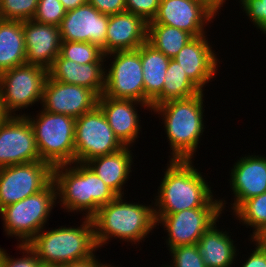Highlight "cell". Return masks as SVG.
Returning a JSON list of instances; mask_svg holds the SVG:
<instances>
[{
	"label": "cell",
	"mask_w": 266,
	"mask_h": 267,
	"mask_svg": "<svg viewBox=\"0 0 266 267\" xmlns=\"http://www.w3.org/2000/svg\"><path fill=\"white\" fill-rule=\"evenodd\" d=\"M192 160H169L154 203L155 215H168L193 208H225L214 199L210 185ZM199 171V172H198ZM157 207V208H156Z\"/></svg>",
	"instance_id": "1"
},
{
	"label": "cell",
	"mask_w": 266,
	"mask_h": 267,
	"mask_svg": "<svg viewBox=\"0 0 266 267\" xmlns=\"http://www.w3.org/2000/svg\"><path fill=\"white\" fill-rule=\"evenodd\" d=\"M53 181L61 208L66 212H86L82 213L85 218H92L100 207L118 196L83 163L54 167Z\"/></svg>",
	"instance_id": "2"
},
{
	"label": "cell",
	"mask_w": 266,
	"mask_h": 267,
	"mask_svg": "<svg viewBox=\"0 0 266 267\" xmlns=\"http://www.w3.org/2000/svg\"><path fill=\"white\" fill-rule=\"evenodd\" d=\"M91 219L97 248L106 245L112 237L140 243L157 226L154 206L128 203L123 196L100 207Z\"/></svg>",
	"instance_id": "3"
},
{
	"label": "cell",
	"mask_w": 266,
	"mask_h": 267,
	"mask_svg": "<svg viewBox=\"0 0 266 267\" xmlns=\"http://www.w3.org/2000/svg\"><path fill=\"white\" fill-rule=\"evenodd\" d=\"M204 91L178 100H170L151 108L161 115L170 145V160H194V153L204 132Z\"/></svg>",
	"instance_id": "4"
},
{
	"label": "cell",
	"mask_w": 266,
	"mask_h": 267,
	"mask_svg": "<svg viewBox=\"0 0 266 267\" xmlns=\"http://www.w3.org/2000/svg\"><path fill=\"white\" fill-rule=\"evenodd\" d=\"M28 245L36 252L43 267H59L89 258L98 250L91 218H83L79 227L44 228Z\"/></svg>",
	"instance_id": "5"
},
{
	"label": "cell",
	"mask_w": 266,
	"mask_h": 267,
	"mask_svg": "<svg viewBox=\"0 0 266 267\" xmlns=\"http://www.w3.org/2000/svg\"><path fill=\"white\" fill-rule=\"evenodd\" d=\"M25 115L32 125L35 142L41 161L52 168L75 162V122L76 118L41 111L36 115Z\"/></svg>",
	"instance_id": "6"
},
{
	"label": "cell",
	"mask_w": 266,
	"mask_h": 267,
	"mask_svg": "<svg viewBox=\"0 0 266 267\" xmlns=\"http://www.w3.org/2000/svg\"><path fill=\"white\" fill-rule=\"evenodd\" d=\"M56 201L57 188L52 180L40 192L3 207L0 215L5 233L19 239L20 244L30 242L45 228L53 206L57 204Z\"/></svg>",
	"instance_id": "7"
},
{
	"label": "cell",
	"mask_w": 266,
	"mask_h": 267,
	"mask_svg": "<svg viewBox=\"0 0 266 267\" xmlns=\"http://www.w3.org/2000/svg\"><path fill=\"white\" fill-rule=\"evenodd\" d=\"M48 70L24 64L0 73V103L7 116L42 101Z\"/></svg>",
	"instance_id": "8"
},
{
	"label": "cell",
	"mask_w": 266,
	"mask_h": 267,
	"mask_svg": "<svg viewBox=\"0 0 266 267\" xmlns=\"http://www.w3.org/2000/svg\"><path fill=\"white\" fill-rule=\"evenodd\" d=\"M75 162L87 161L120 151L125 146L114 135L108 120L97 105L93 110L76 118Z\"/></svg>",
	"instance_id": "9"
},
{
	"label": "cell",
	"mask_w": 266,
	"mask_h": 267,
	"mask_svg": "<svg viewBox=\"0 0 266 267\" xmlns=\"http://www.w3.org/2000/svg\"><path fill=\"white\" fill-rule=\"evenodd\" d=\"M108 57V58H107ZM112 57L105 69L103 95L113 99H132L144 103V80L140 47L135 50L115 51L105 55Z\"/></svg>",
	"instance_id": "10"
},
{
	"label": "cell",
	"mask_w": 266,
	"mask_h": 267,
	"mask_svg": "<svg viewBox=\"0 0 266 267\" xmlns=\"http://www.w3.org/2000/svg\"><path fill=\"white\" fill-rule=\"evenodd\" d=\"M53 180V168L36 161L0 168V210L43 190Z\"/></svg>",
	"instance_id": "11"
},
{
	"label": "cell",
	"mask_w": 266,
	"mask_h": 267,
	"mask_svg": "<svg viewBox=\"0 0 266 267\" xmlns=\"http://www.w3.org/2000/svg\"><path fill=\"white\" fill-rule=\"evenodd\" d=\"M222 208H193L168 215H155L157 225L167 231V248L196 244L214 223L219 222ZM220 216V217H219Z\"/></svg>",
	"instance_id": "12"
},
{
	"label": "cell",
	"mask_w": 266,
	"mask_h": 267,
	"mask_svg": "<svg viewBox=\"0 0 266 267\" xmlns=\"http://www.w3.org/2000/svg\"><path fill=\"white\" fill-rule=\"evenodd\" d=\"M41 161L35 134L25 115L7 116L0 123V168Z\"/></svg>",
	"instance_id": "13"
},
{
	"label": "cell",
	"mask_w": 266,
	"mask_h": 267,
	"mask_svg": "<svg viewBox=\"0 0 266 267\" xmlns=\"http://www.w3.org/2000/svg\"><path fill=\"white\" fill-rule=\"evenodd\" d=\"M216 15L200 0H160L157 13L148 24L169 25L198 37L206 35L204 27Z\"/></svg>",
	"instance_id": "14"
},
{
	"label": "cell",
	"mask_w": 266,
	"mask_h": 267,
	"mask_svg": "<svg viewBox=\"0 0 266 267\" xmlns=\"http://www.w3.org/2000/svg\"><path fill=\"white\" fill-rule=\"evenodd\" d=\"M41 105L45 111L78 118L98 105V96L86 87L47 77Z\"/></svg>",
	"instance_id": "15"
},
{
	"label": "cell",
	"mask_w": 266,
	"mask_h": 267,
	"mask_svg": "<svg viewBox=\"0 0 266 267\" xmlns=\"http://www.w3.org/2000/svg\"><path fill=\"white\" fill-rule=\"evenodd\" d=\"M109 16L100 13L88 2L66 11L59 26L61 41L89 42L98 45L105 55Z\"/></svg>",
	"instance_id": "16"
},
{
	"label": "cell",
	"mask_w": 266,
	"mask_h": 267,
	"mask_svg": "<svg viewBox=\"0 0 266 267\" xmlns=\"http://www.w3.org/2000/svg\"><path fill=\"white\" fill-rule=\"evenodd\" d=\"M207 35L194 37L173 58L189 79L201 90L217 74L220 61L212 50Z\"/></svg>",
	"instance_id": "17"
},
{
	"label": "cell",
	"mask_w": 266,
	"mask_h": 267,
	"mask_svg": "<svg viewBox=\"0 0 266 267\" xmlns=\"http://www.w3.org/2000/svg\"><path fill=\"white\" fill-rule=\"evenodd\" d=\"M26 64L49 69L60 54V29L55 25L31 20L23 21Z\"/></svg>",
	"instance_id": "18"
},
{
	"label": "cell",
	"mask_w": 266,
	"mask_h": 267,
	"mask_svg": "<svg viewBox=\"0 0 266 267\" xmlns=\"http://www.w3.org/2000/svg\"><path fill=\"white\" fill-rule=\"evenodd\" d=\"M230 173V185L234 194V211L243 201L266 192V157L248 155L240 157Z\"/></svg>",
	"instance_id": "19"
},
{
	"label": "cell",
	"mask_w": 266,
	"mask_h": 267,
	"mask_svg": "<svg viewBox=\"0 0 266 267\" xmlns=\"http://www.w3.org/2000/svg\"><path fill=\"white\" fill-rule=\"evenodd\" d=\"M135 105L146 108L144 110H151L149 105L137 100L113 99L103 94L98 97V106L104 112L114 135L124 146L132 147V143L136 142L142 128Z\"/></svg>",
	"instance_id": "20"
},
{
	"label": "cell",
	"mask_w": 266,
	"mask_h": 267,
	"mask_svg": "<svg viewBox=\"0 0 266 267\" xmlns=\"http://www.w3.org/2000/svg\"><path fill=\"white\" fill-rule=\"evenodd\" d=\"M147 33L148 23L141 16L128 11L109 16L105 55L138 49L147 42Z\"/></svg>",
	"instance_id": "21"
},
{
	"label": "cell",
	"mask_w": 266,
	"mask_h": 267,
	"mask_svg": "<svg viewBox=\"0 0 266 267\" xmlns=\"http://www.w3.org/2000/svg\"><path fill=\"white\" fill-rule=\"evenodd\" d=\"M48 77L66 84L86 87L98 97L105 89L104 62L78 64L59 54L48 69Z\"/></svg>",
	"instance_id": "22"
},
{
	"label": "cell",
	"mask_w": 266,
	"mask_h": 267,
	"mask_svg": "<svg viewBox=\"0 0 266 267\" xmlns=\"http://www.w3.org/2000/svg\"><path fill=\"white\" fill-rule=\"evenodd\" d=\"M130 149V146H125L118 152L99 156L85 163L118 196H124V186L132 172L134 162Z\"/></svg>",
	"instance_id": "23"
},
{
	"label": "cell",
	"mask_w": 266,
	"mask_h": 267,
	"mask_svg": "<svg viewBox=\"0 0 266 267\" xmlns=\"http://www.w3.org/2000/svg\"><path fill=\"white\" fill-rule=\"evenodd\" d=\"M214 223L196 243L198 253L207 267H232L237 258V246L229 232L217 229Z\"/></svg>",
	"instance_id": "24"
},
{
	"label": "cell",
	"mask_w": 266,
	"mask_h": 267,
	"mask_svg": "<svg viewBox=\"0 0 266 267\" xmlns=\"http://www.w3.org/2000/svg\"><path fill=\"white\" fill-rule=\"evenodd\" d=\"M144 80V104L151 107V102L162 92L165 74L170 58L156 50L148 42L140 46Z\"/></svg>",
	"instance_id": "25"
},
{
	"label": "cell",
	"mask_w": 266,
	"mask_h": 267,
	"mask_svg": "<svg viewBox=\"0 0 266 267\" xmlns=\"http://www.w3.org/2000/svg\"><path fill=\"white\" fill-rule=\"evenodd\" d=\"M26 64L23 21L0 19V73Z\"/></svg>",
	"instance_id": "26"
},
{
	"label": "cell",
	"mask_w": 266,
	"mask_h": 267,
	"mask_svg": "<svg viewBox=\"0 0 266 267\" xmlns=\"http://www.w3.org/2000/svg\"><path fill=\"white\" fill-rule=\"evenodd\" d=\"M164 80V88L151 102V108L170 100L190 98L202 92L174 59L169 61Z\"/></svg>",
	"instance_id": "27"
},
{
	"label": "cell",
	"mask_w": 266,
	"mask_h": 267,
	"mask_svg": "<svg viewBox=\"0 0 266 267\" xmlns=\"http://www.w3.org/2000/svg\"><path fill=\"white\" fill-rule=\"evenodd\" d=\"M194 37L179 28L163 24H148L147 42L173 59Z\"/></svg>",
	"instance_id": "28"
},
{
	"label": "cell",
	"mask_w": 266,
	"mask_h": 267,
	"mask_svg": "<svg viewBox=\"0 0 266 267\" xmlns=\"http://www.w3.org/2000/svg\"><path fill=\"white\" fill-rule=\"evenodd\" d=\"M236 219L248 228L253 227L251 238L266 227V192L243 201L234 211ZM248 226V227H247Z\"/></svg>",
	"instance_id": "29"
},
{
	"label": "cell",
	"mask_w": 266,
	"mask_h": 267,
	"mask_svg": "<svg viewBox=\"0 0 266 267\" xmlns=\"http://www.w3.org/2000/svg\"><path fill=\"white\" fill-rule=\"evenodd\" d=\"M60 55L78 64L105 62L107 60L102 49L98 45L89 42L62 41Z\"/></svg>",
	"instance_id": "30"
},
{
	"label": "cell",
	"mask_w": 266,
	"mask_h": 267,
	"mask_svg": "<svg viewBox=\"0 0 266 267\" xmlns=\"http://www.w3.org/2000/svg\"><path fill=\"white\" fill-rule=\"evenodd\" d=\"M39 0H0V19L31 20L33 19Z\"/></svg>",
	"instance_id": "31"
},
{
	"label": "cell",
	"mask_w": 266,
	"mask_h": 267,
	"mask_svg": "<svg viewBox=\"0 0 266 267\" xmlns=\"http://www.w3.org/2000/svg\"><path fill=\"white\" fill-rule=\"evenodd\" d=\"M65 14L66 10L59 0H39L33 20L59 27Z\"/></svg>",
	"instance_id": "32"
},
{
	"label": "cell",
	"mask_w": 266,
	"mask_h": 267,
	"mask_svg": "<svg viewBox=\"0 0 266 267\" xmlns=\"http://www.w3.org/2000/svg\"><path fill=\"white\" fill-rule=\"evenodd\" d=\"M172 260L170 261L171 267H207L198 253L196 244L193 245H180L168 249Z\"/></svg>",
	"instance_id": "33"
},
{
	"label": "cell",
	"mask_w": 266,
	"mask_h": 267,
	"mask_svg": "<svg viewBox=\"0 0 266 267\" xmlns=\"http://www.w3.org/2000/svg\"><path fill=\"white\" fill-rule=\"evenodd\" d=\"M16 248L22 251V258H12L8 256L5 249H2V267H43L36 252L28 243H18Z\"/></svg>",
	"instance_id": "34"
},
{
	"label": "cell",
	"mask_w": 266,
	"mask_h": 267,
	"mask_svg": "<svg viewBox=\"0 0 266 267\" xmlns=\"http://www.w3.org/2000/svg\"><path fill=\"white\" fill-rule=\"evenodd\" d=\"M241 8L257 29L266 34V0H240Z\"/></svg>",
	"instance_id": "35"
},
{
	"label": "cell",
	"mask_w": 266,
	"mask_h": 267,
	"mask_svg": "<svg viewBox=\"0 0 266 267\" xmlns=\"http://www.w3.org/2000/svg\"><path fill=\"white\" fill-rule=\"evenodd\" d=\"M160 0H126V11L141 16L147 23L155 17Z\"/></svg>",
	"instance_id": "36"
},
{
	"label": "cell",
	"mask_w": 266,
	"mask_h": 267,
	"mask_svg": "<svg viewBox=\"0 0 266 267\" xmlns=\"http://www.w3.org/2000/svg\"><path fill=\"white\" fill-rule=\"evenodd\" d=\"M104 15H114L126 11V0H87Z\"/></svg>",
	"instance_id": "37"
},
{
	"label": "cell",
	"mask_w": 266,
	"mask_h": 267,
	"mask_svg": "<svg viewBox=\"0 0 266 267\" xmlns=\"http://www.w3.org/2000/svg\"><path fill=\"white\" fill-rule=\"evenodd\" d=\"M252 253L248 256L240 267H266V251L262 250L257 244Z\"/></svg>",
	"instance_id": "38"
},
{
	"label": "cell",
	"mask_w": 266,
	"mask_h": 267,
	"mask_svg": "<svg viewBox=\"0 0 266 267\" xmlns=\"http://www.w3.org/2000/svg\"><path fill=\"white\" fill-rule=\"evenodd\" d=\"M104 265V263L102 264L101 261H98L96 255H93L89 258L79 261H73L68 264L61 265L59 267H103Z\"/></svg>",
	"instance_id": "39"
},
{
	"label": "cell",
	"mask_w": 266,
	"mask_h": 267,
	"mask_svg": "<svg viewBox=\"0 0 266 267\" xmlns=\"http://www.w3.org/2000/svg\"><path fill=\"white\" fill-rule=\"evenodd\" d=\"M251 243L257 244L262 250L266 251V227L262 228L252 238Z\"/></svg>",
	"instance_id": "40"
},
{
	"label": "cell",
	"mask_w": 266,
	"mask_h": 267,
	"mask_svg": "<svg viewBox=\"0 0 266 267\" xmlns=\"http://www.w3.org/2000/svg\"><path fill=\"white\" fill-rule=\"evenodd\" d=\"M66 11L77 8L87 3V0H59Z\"/></svg>",
	"instance_id": "41"
},
{
	"label": "cell",
	"mask_w": 266,
	"mask_h": 267,
	"mask_svg": "<svg viewBox=\"0 0 266 267\" xmlns=\"http://www.w3.org/2000/svg\"><path fill=\"white\" fill-rule=\"evenodd\" d=\"M204 2L213 12L219 14L218 11L223 7V4L226 3V0H200Z\"/></svg>",
	"instance_id": "42"
},
{
	"label": "cell",
	"mask_w": 266,
	"mask_h": 267,
	"mask_svg": "<svg viewBox=\"0 0 266 267\" xmlns=\"http://www.w3.org/2000/svg\"><path fill=\"white\" fill-rule=\"evenodd\" d=\"M7 117V115L4 113L3 108L0 103V123Z\"/></svg>",
	"instance_id": "43"
},
{
	"label": "cell",
	"mask_w": 266,
	"mask_h": 267,
	"mask_svg": "<svg viewBox=\"0 0 266 267\" xmlns=\"http://www.w3.org/2000/svg\"><path fill=\"white\" fill-rule=\"evenodd\" d=\"M103 267H115L114 265L112 266V264H107L105 263V265ZM118 267V266H117Z\"/></svg>",
	"instance_id": "44"
},
{
	"label": "cell",
	"mask_w": 266,
	"mask_h": 267,
	"mask_svg": "<svg viewBox=\"0 0 266 267\" xmlns=\"http://www.w3.org/2000/svg\"><path fill=\"white\" fill-rule=\"evenodd\" d=\"M161 267H171V266H170V265H165V266L163 265V266H161Z\"/></svg>",
	"instance_id": "45"
}]
</instances>
